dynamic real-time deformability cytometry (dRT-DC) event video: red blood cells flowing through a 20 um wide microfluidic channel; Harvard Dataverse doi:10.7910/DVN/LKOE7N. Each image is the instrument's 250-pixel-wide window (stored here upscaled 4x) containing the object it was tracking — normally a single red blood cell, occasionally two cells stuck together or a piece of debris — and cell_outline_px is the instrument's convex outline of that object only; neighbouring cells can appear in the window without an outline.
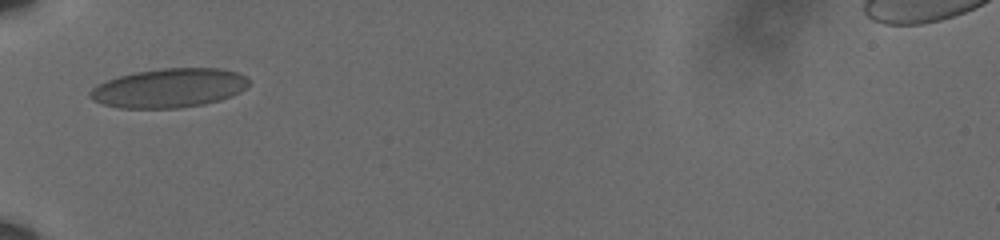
{"species": "human", "species_latin": "Homo sapiens", "temperature_condition": "cold", "stored_images_in_passage": 20, "camera_frame_rate_fps": 3000, "um_per_image_px": 0.085, "donor": {"sex": "male"}, "frame": {"image": 1, "passage_image": 1, "time_ms": 0.0, "image_size_px": [1000, 240], "cell_outline_px": [[248, 84], [240, 92], [232, 96], [220, 100], [204, 104], [180, 108], [120, 108], [104, 104], [92, 100], [88, 96], [88, 92], [92, 88], [108, 80], [120, 76], [136, 72], [160, 68], [220, 68], [236, 72], [248, 76]], "centroid_in_image_um": [14.39, 7.48], "position_along_channel_um": 70.6, "area_um2": 36.18}}
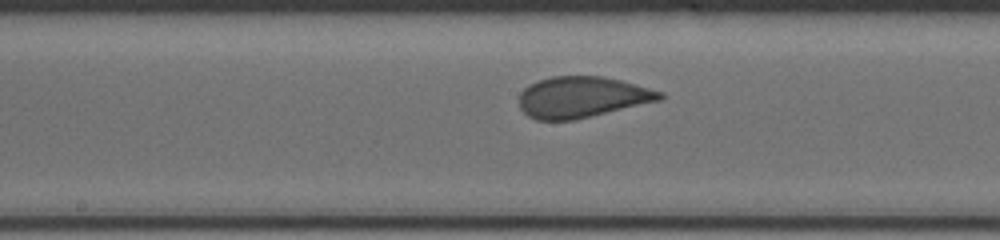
{"frame": {"image": 2, "passage_image": 12, "time_ms": 3.667, "image_size_px": [1000, 240], "cell_outline_px": [[664, 96], [660, 100], [576, 120], [536, 120], [528, 116], [520, 108], [520, 92], [528, 84], [552, 76], [604, 76], [636, 84], [664, 92]], "centroid_in_image_um": [49.47, 8.25], "position_along_channel_um": 198.7, "area_um2": 33.76}}
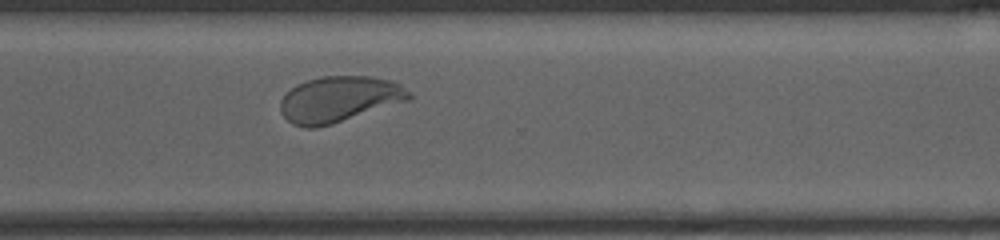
{"frame": {"image": 3, "passage_image": 20, "time_ms": 6.333, "image_size_px": [1000, 240], "cell_outline_px": [[412, 96], [408, 100], [332, 124], [312, 128], [308, 128], [292, 124], [280, 112], [280, 100], [296, 84], [308, 80], [324, 76], [372, 76], [392, 80], [400, 84]], "centroid_in_image_um": [28.81, 8.43], "position_along_channel_um": 341.8, "area_um2": 34.1}}